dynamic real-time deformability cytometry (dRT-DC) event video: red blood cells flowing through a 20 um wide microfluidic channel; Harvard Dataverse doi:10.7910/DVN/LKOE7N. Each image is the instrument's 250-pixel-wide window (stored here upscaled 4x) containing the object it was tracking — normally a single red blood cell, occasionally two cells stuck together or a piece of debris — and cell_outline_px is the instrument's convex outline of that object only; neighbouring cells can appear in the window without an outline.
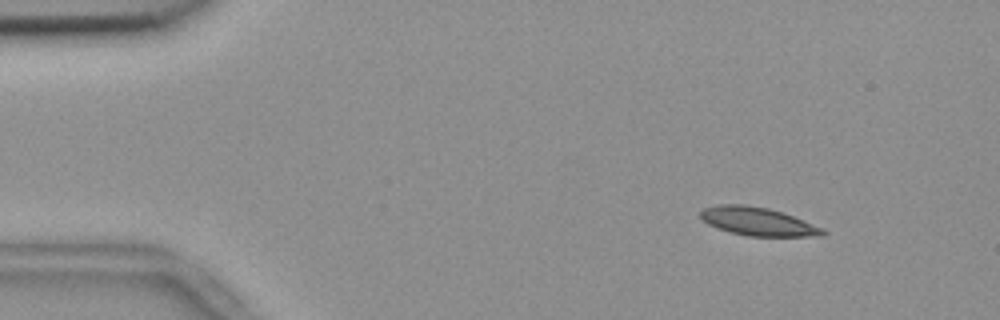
{"species": "common noctule bat (a hibernating species)", "species_latin": "Nyctalus noctula", "temperature_condition": "room temperature", "stored_images_in_passage": 55, "camera_frame_rate_fps": 3000, "um_per_image_px": 0.085, "animal": {"sex": "female", "body_mass_g": 18.4}, "frame": {"image": 1, "passage_image": 7, "time_ms": 2.0, "image_size_px": [1000, 320], "cell_outline_px": [[828, 232], [824, 236], [748, 236], [728, 232], [716, 228], [708, 224], [700, 216], [700, 212], [704, 208], [716, 204], [744, 204], [768, 208], [804, 220], [824, 228]], "centroid_in_image_um": [64.42, 18.83], "position_along_channel_um": 20.6, "area_um2": 20.29}}
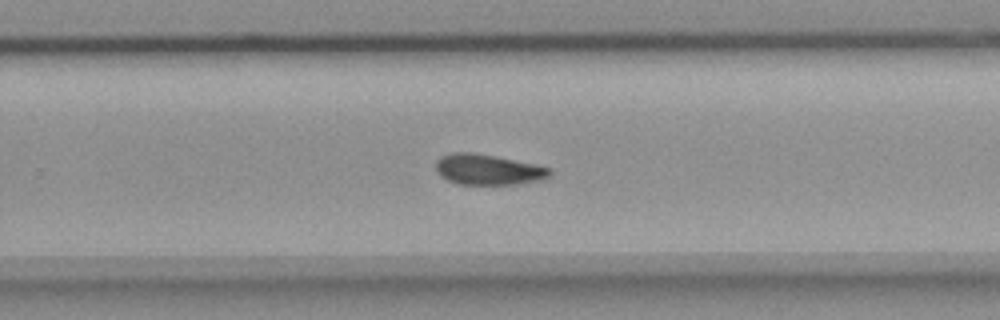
{"frame": {"image": 2, "passage_image": 36, "time_ms": 11.667, "image_size_px": [1000, 320], "cell_outline_px": [[552, 176], [536, 180], [516, 184], [456, 184], [440, 176], [436, 168], [436, 160], [440, 156], [452, 152], [472, 152], [552, 168]], "centroid_in_image_um": [41.44, 14.41], "position_along_channel_um": 288.4, "area_um2": 20.06}}
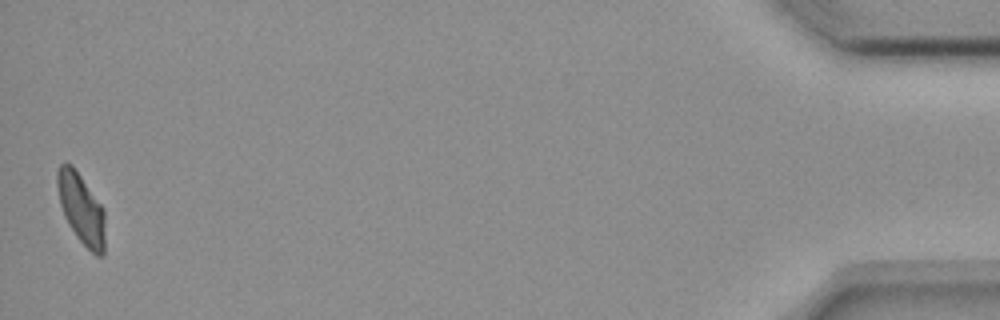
{"frame": {"image": 3, "passage_image": 55, "time_ms": 18.0, "image_size_px": [1000, 320], "cell_outline_px": [[104, 256], [96, 256], [76, 236], [68, 224], [64, 216], [60, 204], [56, 184], [56, 172], [60, 164], [64, 160], [72, 164], [104, 208]], "centroid_in_image_um": [6.88, 17.7], "position_along_channel_um": 428.3, "area_um2": 19.77}, "authors_computed_cell_mechanics": {"area_um2": 20.2878, "velocity_mm_per_s": 3.6675, "shape_relaxation_time_tau1_ms": 4.9121, "shape_relaxation_time_tau2_ms": 2.8586, "deformation_change_tau1": 0.1365, "deformation_change_tau2": 0.0895}}